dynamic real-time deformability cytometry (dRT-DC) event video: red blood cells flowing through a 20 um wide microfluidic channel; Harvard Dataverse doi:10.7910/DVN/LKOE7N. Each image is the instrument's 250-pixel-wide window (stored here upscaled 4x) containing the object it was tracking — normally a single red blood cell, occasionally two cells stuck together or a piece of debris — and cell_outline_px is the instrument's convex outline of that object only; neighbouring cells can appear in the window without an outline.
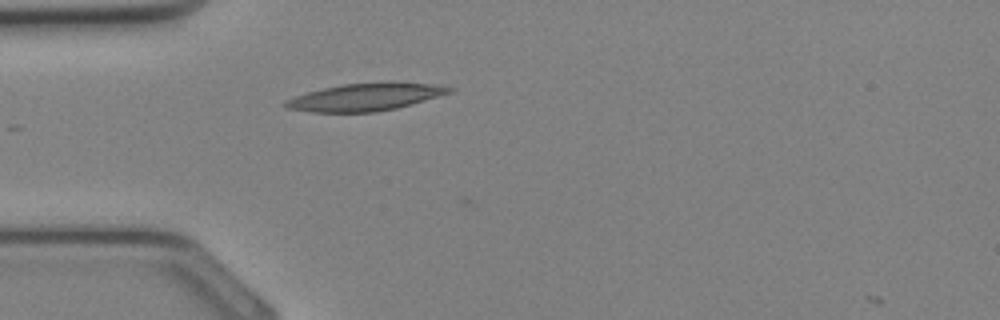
{"species": "Egyptian fruit bat (a non-hibernating species)", "species_latin": "Rousettus aegyptiacus", "temperature_condition": "cold", "stored_images_in_passage": 10, "camera_frame_rate_fps": 3000, "um_per_image_px": 0.085, "animal": {"sex": "female"}, "frame": {"image": 1, "passage_image": 5, "time_ms": 1.333, "image_size_px": [1000, 320], "cell_outline_px": [[456, 92], [396, 108], [376, 112], [312, 112], [284, 108], [280, 104], [284, 100], [308, 92], [324, 88], [344, 84], [388, 80], [444, 84], [456, 88]], "centroid_in_image_um": [31.18, 8.21], "position_along_channel_um": 53.8, "area_um2": 27.22}}
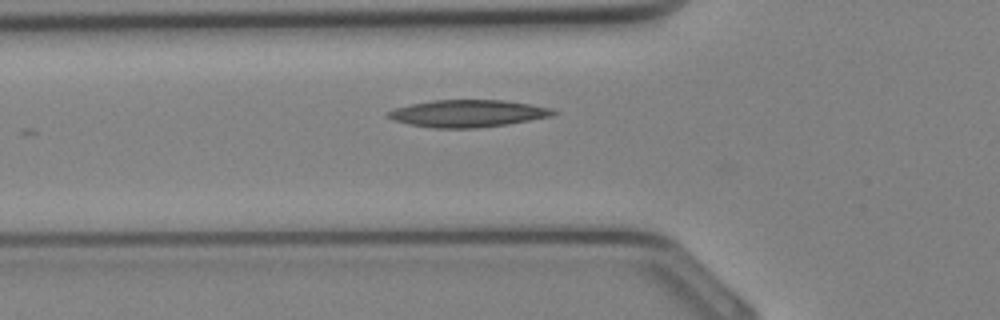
{"frame": {"image": 2, "passage_image": 7, "time_ms": 2.0, "image_size_px": [1000, 320], "cell_outline_px": [[560, 112], [552, 116], [508, 124], [476, 128], [432, 128], [408, 124], [396, 120], [388, 116], [384, 112], [396, 108], [412, 104], [432, 100], [504, 100], [552, 108]], "centroid_in_image_um": [39.79, 9.64], "position_along_channel_um": 86.0, "area_um2": 26.13}}
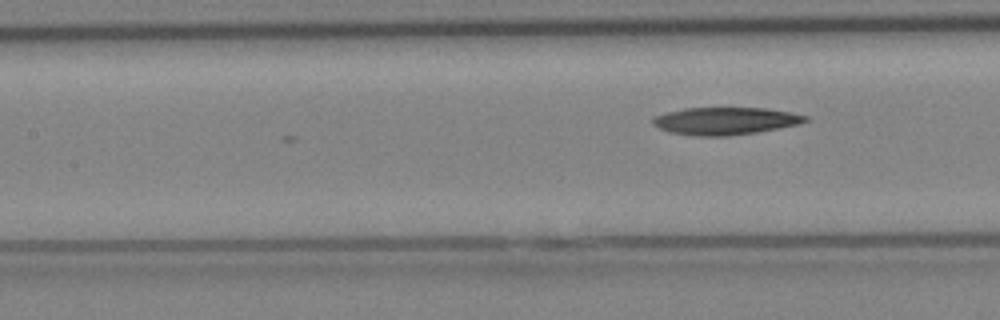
{"frame": {"image": 3, "passage_image": 10, "time_ms": 3.0, "image_size_px": [1000, 320], "cell_outline_px": [[812, 120], [800, 124], [756, 132], [728, 136], [696, 136], [668, 132], [652, 124], [652, 116], [684, 108], [768, 108], [792, 112], [808, 116]], "centroid_in_image_um": [61.68, 10.28], "position_along_channel_um": 145.7, "area_um2": 24.62}}